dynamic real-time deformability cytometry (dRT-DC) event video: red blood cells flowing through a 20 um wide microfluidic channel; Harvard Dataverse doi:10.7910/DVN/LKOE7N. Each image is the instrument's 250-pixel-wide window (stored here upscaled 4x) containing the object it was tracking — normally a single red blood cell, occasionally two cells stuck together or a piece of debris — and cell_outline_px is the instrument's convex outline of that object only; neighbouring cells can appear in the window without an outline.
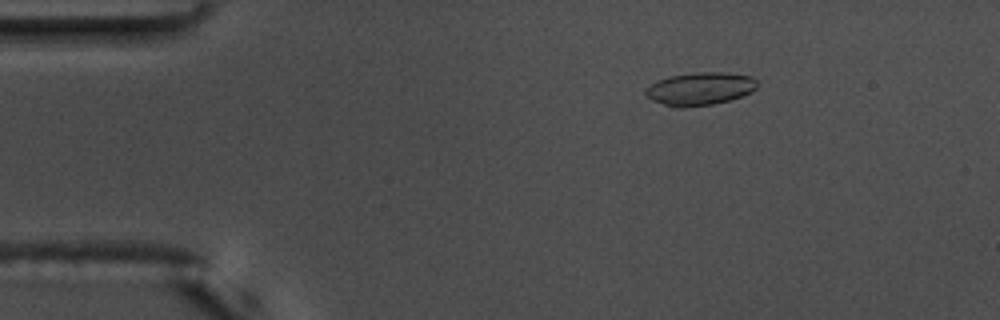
{"species": "common noctule bat (a hibernating species)", "species_latin": "Nyctalus noctula", "temperature_condition": "warm", "stored_images_in_passage": 56, "camera_frame_rate_fps": 3000, "um_per_image_px": 0.085, "animal": {"sex": "male", "body_mass_g": 17.5, "forearm_length_mm": 52.3}, "frame": {"image": 1, "passage_image": 9, "time_ms": 2.667, "image_size_px": [1000, 320], "cell_outline_px": [[756, 88], [752, 92], [728, 100], [712, 104], [684, 108], [676, 108], [652, 100], [644, 92], [644, 88], [656, 80], [668, 76], [696, 72], [724, 72], [752, 76], [756, 80]], "centroid_in_image_um": [59.46, 7.54], "position_along_channel_um": 25.5, "area_um2": 21.5}}
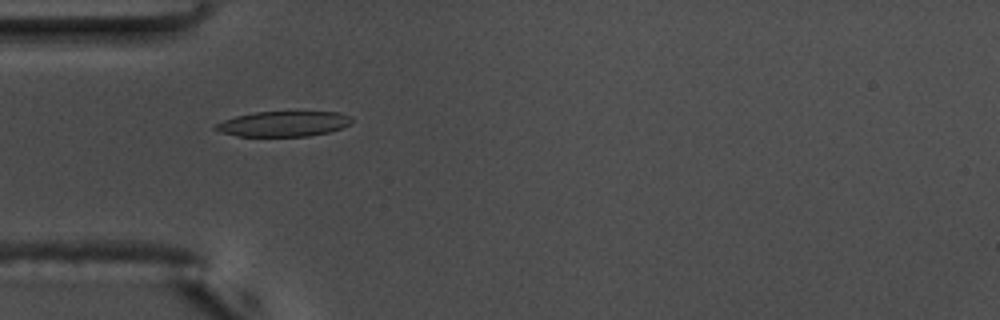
{"frame": {"image": 2, "passage_image": 17, "time_ms": 5.333, "image_size_px": [1000, 320], "cell_outline_px": [[352, 124], [328, 132], [308, 136], [240, 136], [220, 132], [212, 128], [216, 124], [224, 120], [236, 116], [256, 112], [340, 112], [352, 116]], "centroid_in_image_um": [24.12, 10.52], "position_along_channel_um": 60.9, "area_um2": 20.0}, "authors_computed_cell_mechanics": {"area_um2": 21.0392, "velocity_mm_per_s": 3.6417, "shape_relaxation_time_tau1_ms": 5.7083, "shape_relaxation_time_tau2_ms": 2.032, "deformation_change_tau1": 0.1912, "deformation_change_tau2": 0.0977}}